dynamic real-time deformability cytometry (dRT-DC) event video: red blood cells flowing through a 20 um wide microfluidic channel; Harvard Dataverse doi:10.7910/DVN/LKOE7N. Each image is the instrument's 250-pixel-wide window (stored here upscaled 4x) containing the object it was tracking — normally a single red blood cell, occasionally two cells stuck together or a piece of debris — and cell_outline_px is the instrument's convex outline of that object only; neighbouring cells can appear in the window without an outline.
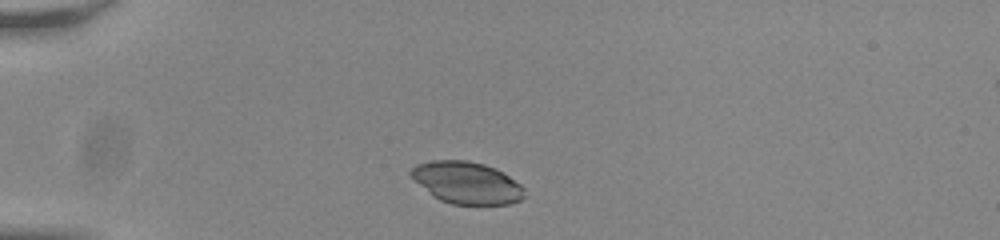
{"species": "common noctule bat (a hibernating species)", "species_latin": "Nyctalus noctula", "temperature_condition": "room temperature", "stored_images_in_passage": 40, "camera_frame_rate_fps": 3000, "um_per_image_px": 0.085, "animal": {"sex": "male", "body_mass_g": 20.0, "forearm_length_mm": 53.3}, "frame": {"image": 1, "passage_image": 1, "time_ms": 0.0, "image_size_px": [1000, 240], "cell_outline_px": [[524, 196], [520, 200], [512, 204], [452, 204], [440, 200], [432, 196], [408, 172], [416, 164], [432, 160], [468, 160], [484, 164], [496, 168], [504, 172], [520, 184], [524, 188]], "centroid_in_image_um": [39.69, 15.52], "position_along_channel_um": 45.3, "area_um2": 27.74}}
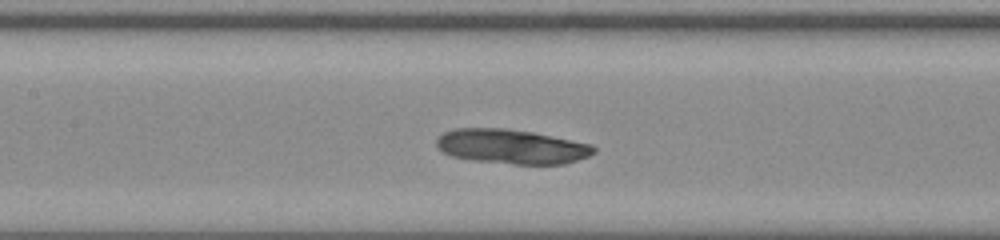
{"frame": {"image": 2, "passage_image": 13, "time_ms": 4.0, "image_size_px": [1000, 240], "cell_outline_px": [[596, 152], [588, 156], [564, 164], [516, 164], [472, 160], [452, 156], [436, 148], [436, 140], [444, 132], [456, 128], [504, 128], [532, 132], [592, 144], [596, 148]], "centroid_in_image_um": [43.48, 12.45], "position_along_channel_um": 163.9, "area_um2": 31.56}}
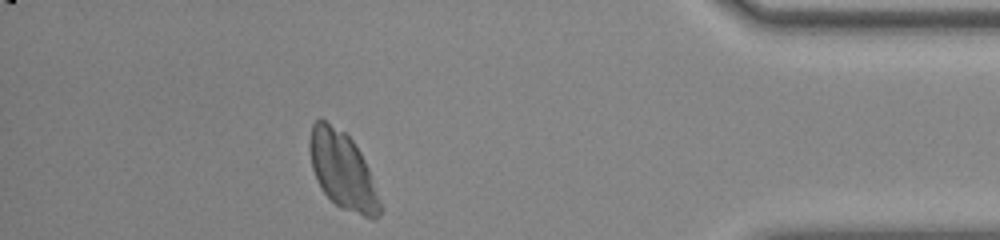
{"frame": {"image": 3, "passage_image": 35, "time_ms": 11.333, "image_size_px": [1000, 240], "cell_outline_px": [[380, 216], [376, 220], [372, 220], [340, 208], [320, 188], [316, 180], [312, 168], [308, 148], [308, 140], [312, 124], [320, 116], [344, 132], [352, 140], [360, 152], [368, 168], [380, 204]], "centroid_in_image_um": [29.07, 14.48], "position_along_channel_um": 406.1, "area_um2": 31.73}}